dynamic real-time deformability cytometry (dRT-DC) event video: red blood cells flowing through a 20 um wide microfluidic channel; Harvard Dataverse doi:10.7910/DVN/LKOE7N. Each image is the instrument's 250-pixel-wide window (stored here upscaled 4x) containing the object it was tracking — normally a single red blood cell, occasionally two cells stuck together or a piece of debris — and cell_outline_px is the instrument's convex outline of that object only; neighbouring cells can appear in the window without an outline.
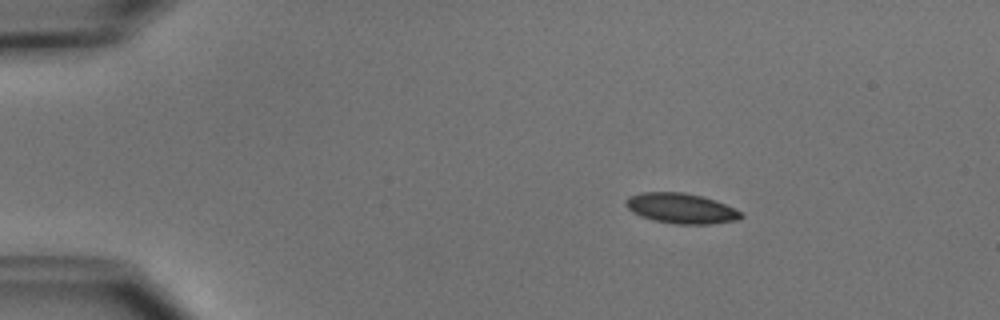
{"species": "common noctule bat (a hibernating species)", "species_latin": "Nyctalus noctula", "temperature_condition": "cold", "stored_images_in_passage": 5, "camera_frame_rate_fps": 3000, "um_per_image_px": 0.085, "animal": {"sex": "male", "body_mass_g": 15.6}, "frame": {"image": 1, "passage_image": 2, "time_ms": 2.0, "image_size_px": [1000, 320], "cell_outline_px": [[744, 216], [736, 220], [708, 224], [676, 224], [656, 220], [640, 216], [632, 212], [624, 204], [628, 196], [640, 192], [684, 192], [716, 200], [744, 212]], "centroid_in_image_um": [57.9, 17.7], "position_along_channel_um": 27.1, "area_um2": 20.35}}
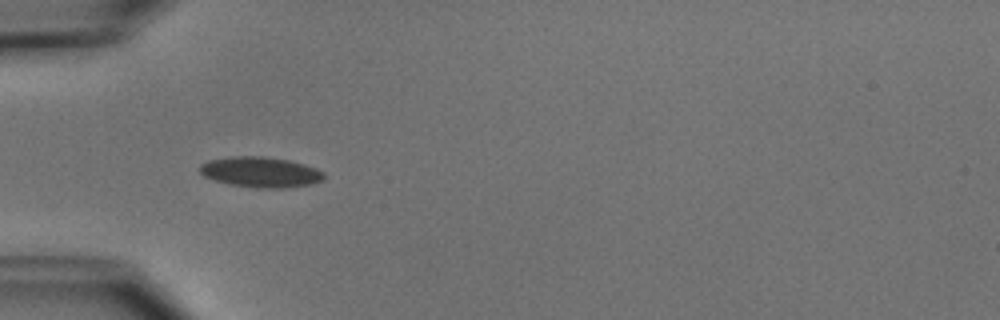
{"frame": {"image": 2, "passage_image": 4, "time_ms": 4.667, "image_size_px": [1000, 320], "cell_outline_px": [[324, 180], [312, 184], [284, 188], [256, 188], [232, 184], [216, 180], [204, 176], [200, 172], [200, 164], [208, 160], [232, 156], [264, 156], [288, 160], [304, 164], [316, 168], [324, 172]], "centroid_in_image_um": [22.17, 14.62], "position_along_channel_um": 62.8, "area_um2": 22.02}}